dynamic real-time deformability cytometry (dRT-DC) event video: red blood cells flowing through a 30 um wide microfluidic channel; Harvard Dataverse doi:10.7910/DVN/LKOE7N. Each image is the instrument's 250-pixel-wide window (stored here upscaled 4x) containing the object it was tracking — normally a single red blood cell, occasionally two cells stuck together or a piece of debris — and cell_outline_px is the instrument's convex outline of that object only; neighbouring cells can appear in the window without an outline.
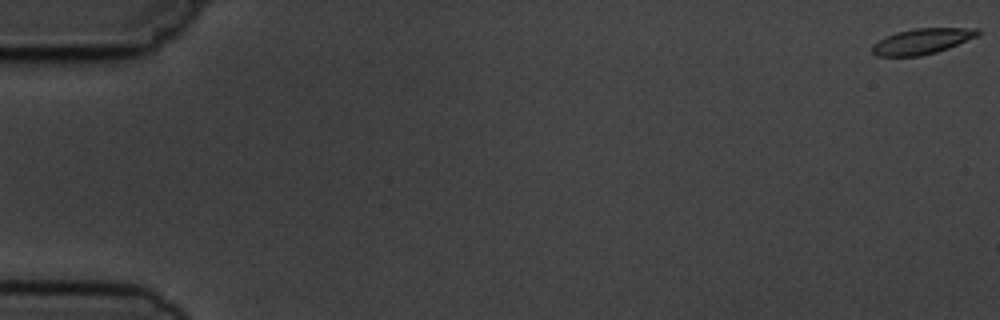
{"species": "common noctule bat (a hibernating species)", "species_latin": "Nyctalus noctula", "temperature_condition": "cold", "stored_images_in_passage": 4, "camera_frame_rate_fps": 3000, "um_per_image_px": 0.085, "animal": {"sex": "male", "body_mass_g": 19.5, "forearm_length_mm": 54.6}, "frame": {"image": 1, "passage_image": 1, "time_ms": 0.0, "image_size_px": [1000, 320], "cell_outline_px": [[980, 32], [976, 36], [948, 48], [936, 52], [920, 56], [876, 56], [872, 52], [872, 44], [896, 32], [912, 28], [980, 28]], "centroid_in_image_um": [78.36, 3.5], "position_along_channel_um": 6.6, "area_um2": 15.61}}